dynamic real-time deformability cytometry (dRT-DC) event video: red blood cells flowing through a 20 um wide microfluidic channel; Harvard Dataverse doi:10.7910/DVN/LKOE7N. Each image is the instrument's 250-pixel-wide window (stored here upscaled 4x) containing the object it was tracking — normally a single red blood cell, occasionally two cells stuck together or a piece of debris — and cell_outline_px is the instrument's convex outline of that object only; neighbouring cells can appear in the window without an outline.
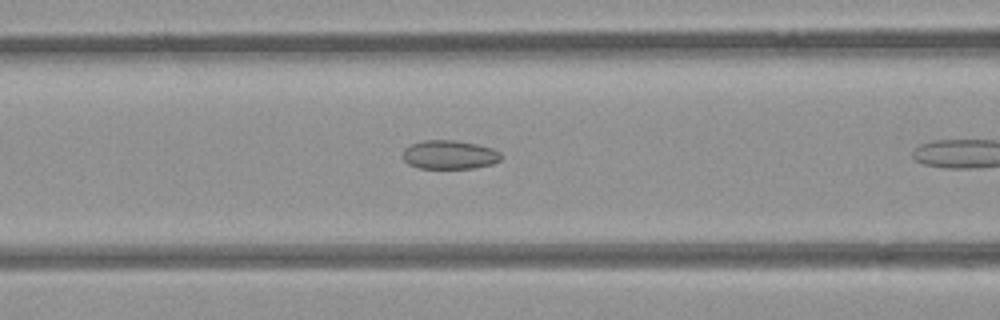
{"species": "common noctule bat (a hibernating species)", "species_latin": "Nyctalus noctula", "temperature_condition": "room temperature", "stored_images_in_passage": 10, "camera_frame_rate_fps": 3000, "um_per_image_px": 0.085, "animal": {"sex": "female", "body_mass_g": 21.9}, "frame": {"image": 1, "passage_image": 9, "time_ms": 2.667, "image_size_px": [1000, 320], "cell_outline_px": [[500, 160], [492, 164], [476, 168], [420, 168], [408, 164], [404, 160], [404, 148], [412, 144], [424, 140], [456, 140], [476, 144], [492, 148], [500, 152]], "centroid_in_image_um": [38.21, 13.15], "position_along_channel_um": 128.4, "area_um2": 16.42}}